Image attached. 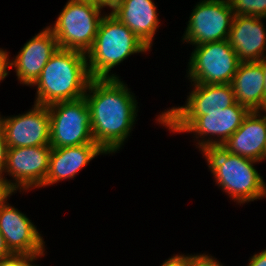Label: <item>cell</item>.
<instances>
[{
    "label": "cell",
    "instance_id": "cell-1",
    "mask_svg": "<svg viewBox=\"0 0 266 266\" xmlns=\"http://www.w3.org/2000/svg\"><path fill=\"white\" fill-rule=\"evenodd\" d=\"M88 92V93H87ZM96 144L115 153L130 136L137 117V100L121 79H91L85 96Z\"/></svg>",
    "mask_w": 266,
    "mask_h": 266
},
{
    "label": "cell",
    "instance_id": "cell-2",
    "mask_svg": "<svg viewBox=\"0 0 266 266\" xmlns=\"http://www.w3.org/2000/svg\"><path fill=\"white\" fill-rule=\"evenodd\" d=\"M91 79L85 53L58 48L32 85L37 86L35 104L48 106L84 98Z\"/></svg>",
    "mask_w": 266,
    "mask_h": 266
},
{
    "label": "cell",
    "instance_id": "cell-3",
    "mask_svg": "<svg viewBox=\"0 0 266 266\" xmlns=\"http://www.w3.org/2000/svg\"><path fill=\"white\" fill-rule=\"evenodd\" d=\"M149 47L140 40L125 24L111 13L104 14L92 48L86 53L87 67L93 79H119L110 74L112 68L135 53L149 51Z\"/></svg>",
    "mask_w": 266,
    "mask_h": 266
},
{
    "label": "cell",
    "instance_id": "cell-4",
    "mask_svg": "<svg viewBox=\"0 0 266 266\" xmlns=\"http://www.w3.org/2000/svg\"><path fill=\"white\" fill-rule=\"evenodd\" d=\"M202 154L217 185L234 202L241 205L266 198V184L253 165L257 161L230 154L221 146L209 147Z\"/></svg>",
    "mask_w": 266,
    "mask_h": 266
},
{
    "label": "cell",
    "instance_id": "cell-5",
    "mask_svg": "<svg viewBox=\"0 0 266 266\" xmlns=\"http://www.w3.org/2000/svg\"><path fill=\"white\" fill-rule=\"evenodd\" d=\"M250 110L237 101L224 110L205 111V115H162V125L171 132H193L196 146L204 151L209 147L222 146L224 142L241 126ZM197 135V136H196ZM216 136V139H210ZM212 135V136H211ZM206 136V139H204Z\"/></svg>",
    "mask_w": 266,
    "mask_h": 266
},
{
    "label": "cell",
    "instance_id": "cell-6",
    "mask_svg": "<svg viewBox=\"0 0 266 266\" xmlns=\"http://www.w3.org/2000/svg\"><path fill=\"white\" fill-rule=\"evenodd\" d=\"M105 7L108 6L92 1L68 0L55 24L49 26L58 47L86 54L93 46L99 24L104 17L101 9Z\"/></svg>",
    "mask_w": 266,
    "mask_h": 266
},
{
    "label": "cell",
    "instance_id": "cell-7",
    "mask_svg": "<svg viewBox=\"0 0 266 266\" xmlns=\"http://www.w3.org/2000/svg\"><path fill=\"white\" fill-rule=\"evenodd\" d=\"M239 60L228 40L195 46L188 62V79L198 84H231Z\"/></svg>",
    "mask_w": 266,
    "mask_h": 266
},
{
    "label": "cell",
    "instance_id": "cell-8",
    "mask_svg": "<svg viewBox=\"0 0 266 266\" xmlns=\"http://www.w3.org/2000/svg\"><path fill=\"white\" fill-rule=\"evenodd\" d=\"M50 117V146L61 148L95 143L90 109L85 98L47 106Z\"/></svg>",
    "mask_w": 266,
    "mask_h": 266
},
{
    "label": "cell",
    "instance_id": "cell-9",
    "mask_svg": "<svg viewBox=\"0 0 266 266\" xmlns=\"http://www.w3.org/2000/svg\"><path fill=\"white\" fill-rule=\"evenodd\" d=\"M189 18L182 40L197 46L228 40L234 13L228 0H201Z\"/></svg>",
    "mask_w": 266,
    "mask_h": 266
},
{
    "label": "cell",
    "instance_id": "cell-10",
    "mask_svg": "<svg viewBox=\"0 0 266 266\" xmlns=\"http://www.w3.org/2000/svg\"><path fill=\"white\" fill-rule=\"evenodd\" d=\"M51 149L50 145L8 149L4 173L14 179L10 186L15 191L43 186L49 171Z\"/></svg>",
    "mask_w": 266,
    "mask_h": 266
},
{
    "label": "cell",
    "instance_id": "cell-11",
    "mask_svg": "<svg viewBox=\"0 0 266 266\" xmlns=\"http://www.w3.org/2000/svg\"><path fill=\"white\" fill-rule=\"evenodd\" d=\"M0 124L9 148L50 145V117L47 106L35 104L25 114L1 117Z\"/></svg>",
    "mask_w": 266,
    "mask_h": 266
},
{
    "label": "cell",
    "instance_id": "cell-12",
    "mask_svg": "<svg viewBox=\"0 0 266 266\" xmlns=\"http://www.w3.org/2000/svg\"><path fill=\"white\" fill-rule=\"evenodd\" d=\"M38 231L25 214L7 201L0 207V232L13 254L42 255L45 242Z\"/></svg>",
    "mask_w": 266,
    "mask_h": 266
},
{
    "label": "cell",
    "instance_id": "cell-13",
    "mask_svg": "<svg viewBox=\"0 0 266 266\" xmlns=\"http://www.w3.org/2000/svg\"><path fill=\"white\" fill-rule=\"evenodd\" d=\"M58 48L56 37L49 26L26 42L14 60H9L10 67H15L20 84L32 86Z\"/></svg>",
    "mask_w": 266,
    "mask_h": 266
},
{
    "label": "cell",
    "instance_id": "cell-14",
    "mask_svg": "<svg viewBox=\"0 0 266 266\" xmlns=\"http://www.w3.org/2000/svg\"><path fill=\"white\" fill-rule=\"evenodd\" d=\"M256 16H234L228 42L241 62L259 61L265 57L266 29L262 20Z\"/></svg>",
    "mask_w": 266,
    "mask_h": 266
},
{
    "label": "cell",
    "instance_id": "cell-15",
    "mask_svg": "<svg viewBox=\"0 0 266 266\" xmlns=\"http://www.w3.org/2000/svg\"><path fill=\"white\" fill-rule=\"evenodd\" d=\"M111 14L125 24L150 49L160 20L153 0H115Z\"/></svg>",
    "mask_w": 266,
    "mask_h": 266
},
{
    "label": "cell",
    "instance_id": "cell-16",
    "mask_svg": "<svg viewBox=\"0 0 266 266\" xmlns=\"http://www.w3.org/2000/svg\"><path fill=\"white\" fill-rule=\"evenodd\" d=\"M250 111L241 126L221 146L230 154L257 161L264 160L266 149V114ZM266 113V111H265Z\"/></svg>",
    "mask_w": 266,
    "mask_h": 266
},
{
    "label": "cell",
    "instance_id": "cell-17",
    "mask_svg": "<svg viewBox=\"0 0 266 266\" xmlns=\"http://www.w3.org/2000/svg\"><path fill=\"white\" fill-rule=\"evenodd\" d=\"M192 86L185 106L162 112L156 121L162 124V115H205V111L224 110L236 102L231 84L193 83Z\"/></svg>",
    "mask_w": 266,
    "mask_h": 266
},
{
    "label": "cell",
    "instance_id": "cell-18",
    "mask_svg": "<svg viewBox=\"0 0 266 266\" xmlns=\"http://www.w3.org/2000/svg\"><path fill=\"white\" fill-rule=\"evenodd\" d=\"M107 154L98 144L87 143L51 149L49 171L43 187L74 178L93 158Z\"/></svg>",
    "mask_w": 266,
    "mask_h": 266
},
{
    "label": "cell",
    "instance_id": "cell-19",
    "mask_svg": "<svg viewBox=\"0 0 266 266\" xmlns=\"http://www.w3.org/2000/svg\"><path fill=\"white\" fill-rule=\"evenodd\" d=\"M231 85L240 105L265 112L264 73L258 61L241 62Z\"/></svg>",
    "mask_w": 266,
    "mask_h": 266
},
{
    "label": "cell",
    "instance_id": "cell-20",
    "mask_svg": "<svg viewBox=\"0 0 266 266\" xmlns=\"http://www.w3.org/2000/svg\"><path fill=\"white\" fill-rule=\"evenodd\" d=\"M234 16L246 15L266 18V0H228Z\"/></svg>",
    "mask_w": 266,
    "mask_h": 266
},
{
    "label": "cell",
    "instance_id": "cell-21",
    "mask_svg": "<svg viewBox=\"0 0 266 266\" xmlns=\"http://www.w3.org/2000/svg\"><path fill=\"white\" fill-rule=\"evenodd\" d=\"M197 255H174L168 258L161 266H195Z\"/></svg>",
    "mask_w": 266,
    "mask_h": 266
},
{
    "label": "cell",
    "instance_id": "cell-22",
    "mask_svg": "<svg viewBox=\"0 0 266 266\" xmlns=\"http://www.w3.org/2000/svg\"><path fill=\"white\" fill-rule=\"evenodd\" d=\"M31 257L26 254H12L0 259V266H23Z\"/></svg>",
    "mask_w": 266,
    "mask_h": 266
},
{
    "label": "cell",
    "instance_id": "cell-23",
    "mask_svg": "<svg viewBox=\"0 0 266 266\" xmlns=\"http://www.w3.org/2000/svg\"><path fill=\"white\" fill-rule=\"evenodd\" d=\"M8 149L9 147L7 146V143L5 140L4 131L0 124V176H3V177L5 175L4 171L6 167Z\"/></svg>",
    "mask_w": 266,
    "mask_h": 266
},
{
    "label": "cell",
    "instance_id": "cell-24",
    "mask_svg": "<svg viewBox=\"0 0 266 266\" xmlns=\"http://www.w3.org/2000/svg\"><path fill=\"white\" fill-rule=\"evenodd\" d=\"M12 180H8L3 176H0V207L8 201V197H10L16 191L10 186V182Z\"/></svg>",
    "mask_w": 266,
    "mask_h": 266
},
{
    "label": "cell",
    "instance_id": "cell-25",
    "mask_svg": "<svg viewBox=\"0 0 266 266\" xmlns=\"http://www.w3.org/2000/svg\"><path fill=\"white\" fill-rule=\"evenodd\" d=\"M9 55L8 52L0 48V82L8 76Z\"/></svg>",
    "mask_w": 266,
    "mask_h": 266
},
{
    "label": "cell",
    "instance_id": "cell-26",
    "mask_svg": "<svg viewBox=\"0 0 266 266\" xmlns=\"http://www.w3.org/2000/svg\"><path fill=\"white\" fill-rule=\"evenodd\" d=\"M195 266H223L218 260L206 254H197V261Z\"/></svg>",
    "mask_w": 266,
    "mask_h": 266
},
{
    "label": "cell",
    "instance_id": "cell-27",
    "mask_svg": "<svg viewBox=\"0 0 266 266\" xmlns=\"http://www.w3.org/2000/svg\"><path fill=\"white\" fill-rule=\"evenodd\" d=\"M248 266H266V249L251 256Z\"/></svg>",
    "mask_w": 266,
    "mask_h": 266
},
{
    "label": "cell",
    "instance_id": "cell-28",
    "mask_svg": "<svg viewBox=\"0 0 266 266\" xmlns=\"http://www.w3.org/2000/svg\"><path fill=\"white\" fill-rule=\"evenodd\" d=\"M13 253L9 250V248L6 245L5 238L0 232V259L9 257Z\"/></svg>",
    "mask_w": 266,
    "mask_h": 266
},
{
    "label": "cell",
    "instance_id": "cell-29",
    "mask_svg": "<svg viewBox=\"0 0 266 266\" xmlns=\"http://www.w3.org/2000/svg\"><path fill=\"white\" fill-rule=\"evenodd\" d=\"M264 73V96H265V111H266V56L258 61Z\"/></svg>",
    "mask_w": 266,
    "mask_h": 266
},
{
    "label": "cell",
    "instance_id": "cell-30",
    "mask_svg": "<svg viewBox=\"0 0 266 266\" xmlns=\"http://www.w3.org/2000/svg\"><path fill=\"white\" fill-rule=\"evenodd\" d=\"M41 256H44V253L42 255L32 256L23 266H38V265H34L33 261L37 260L39 257L41 258Z\"/></svg>",
    "mask_w": 266,
    "mask_h": 266
},
{
    "label": "cell",
    "instance_id": "cell-31",
    "mask_svg": "<svg viewBox=\"0 0 266 266\" xmlns=\"http://www.w3.org/2000/svg\"><path fill=\"white\" fill-rule=\"evenodd\" d=\"M114 1L115 0H100V3L105 4L109 7Z\"/></svg>",
    "mask_w": 266,
    "mask_h": 266
},
{
    "label": "cell",
    "instance_id": "cell-32",
    "mask_svg": "<svg viewBox=\"0 0 266 266\" xmlns=\"http://www.w3.org/2000/svg\"><path fill=\"white\" fill-rule=\"evenodd\" d=\"M81 1H92V2L100 3V0H81Z\"/></svg>",
    "mask_w": 266,
    "mask_h": 266
},
{
    "label": "cell",
    "instance_id": "cell-33",
    "mask_svg": "<svg viewBox=\"0 0 266 266\" xmlns=\"http://www.w3.org/2000/svg\"><path fill=\"white\" fill-rule=\"evenodd\" d=\"M264 159L266 160V149H265V153H264Z\"/></svg>",
    "mask_w": 266,
    "mask_h": 266
}]
</instances>
